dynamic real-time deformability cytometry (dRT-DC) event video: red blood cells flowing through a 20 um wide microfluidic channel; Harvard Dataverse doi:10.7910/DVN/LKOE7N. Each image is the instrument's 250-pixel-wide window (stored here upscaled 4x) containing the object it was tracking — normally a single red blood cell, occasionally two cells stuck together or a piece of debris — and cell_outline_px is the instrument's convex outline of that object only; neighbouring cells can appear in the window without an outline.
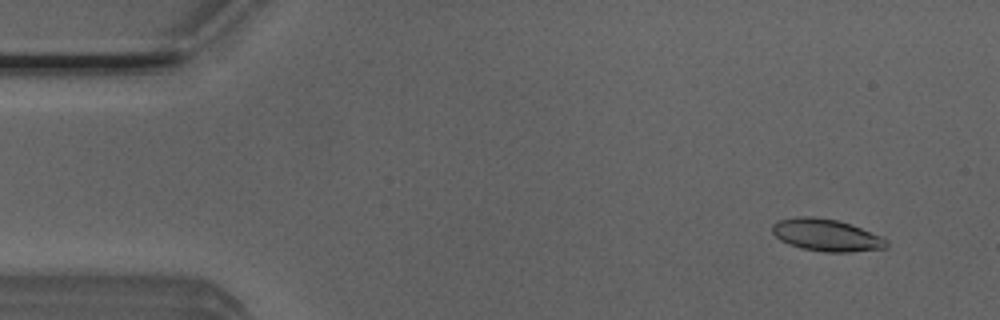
{"species": "Egyptian fruit bat (a non-hibernating species)", "species_latin": "Rousettus aegyptiacus", "temperature_condition": "room temperature", "stored_images_in_passage": 52, "camera_frame_rate_fps": 3000, "um_per_image_px": 0.085, "animal": {"sex": "male"}, "frame": {"image": 1, "passage_image": 4, "time_ms": 1.0, "image_size_px": [1000, 320], "cell_outline_px": [[888, 248], [852, 252], [824, 252], [800, 248], [788, 244], [780, 240], [772, 232], [772, 224], [776, 220], [796, 216], [812, 216], [836, 220], [852, 224], [884, 236], [888, 240]], "centroid_in_image_um": [70.27, 19.98], "position_along_channel_um": 14.7, "area_um2": 21.91}}
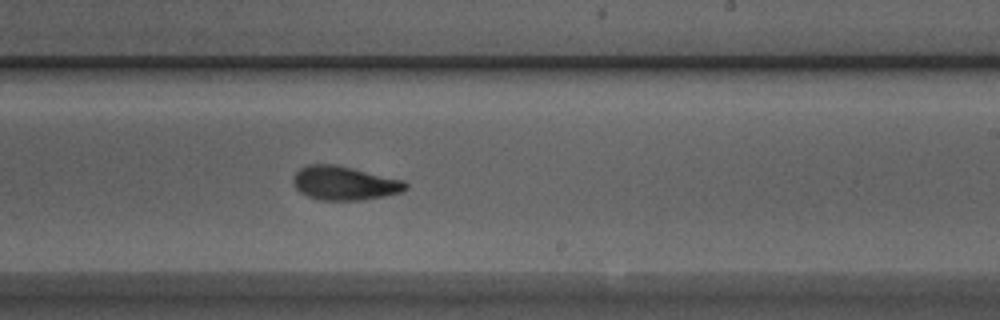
{"frame": {"image": 2, "passage_image": 31, "time_ms": 10.0, "image_size_px": [1000, 320], "cell_outline_px": [[408, 188], [404, 192], [384, 196], [360, 200], [320, 200], [308, 196], [300, 192], [292, 184], [292, 176], [300, 168], [308, 164], [336, 164], [404, 180], [408, 184]], "centroid_in_image_um": [29.27, 15.56], "position_along_channel_um": 259.7, "area_um2": 22.43}}
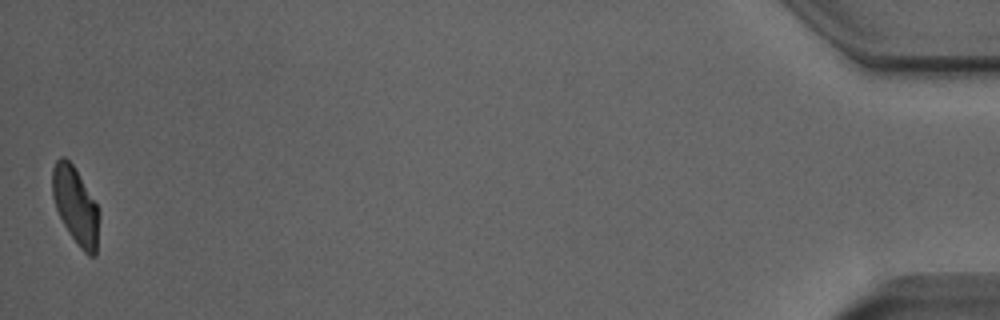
{"frame": {"image": 3, "passage_image": 52, "time_ms": 17.0, "image_size_px": [1000, 320], "cell_outline_px": [[100, 216], [96, 256], [88, 256], [80, 248], [64, 224], [56, 208], [52, 196], [52, 168], [56, 160], [60, 156], [64, 156], [72, 164], [96, 204], [100, 212]], "centroid_in_image_um": [6.43, 17.5], "position_along_channel_um": 428.8, "area_um2": 20.81}, "authors_computed_cell_mechanics": {"area_um2": 21.9062, "velocity_mm_per_s": 3.8601, "shape_relaxation_time_tau1_ms": 4.0008, "shape_relaxation_time_tau2_ms": 2.1524, "deformation_change_tau1": 0.1495, "deformation_change_tau2": 0.0851}}